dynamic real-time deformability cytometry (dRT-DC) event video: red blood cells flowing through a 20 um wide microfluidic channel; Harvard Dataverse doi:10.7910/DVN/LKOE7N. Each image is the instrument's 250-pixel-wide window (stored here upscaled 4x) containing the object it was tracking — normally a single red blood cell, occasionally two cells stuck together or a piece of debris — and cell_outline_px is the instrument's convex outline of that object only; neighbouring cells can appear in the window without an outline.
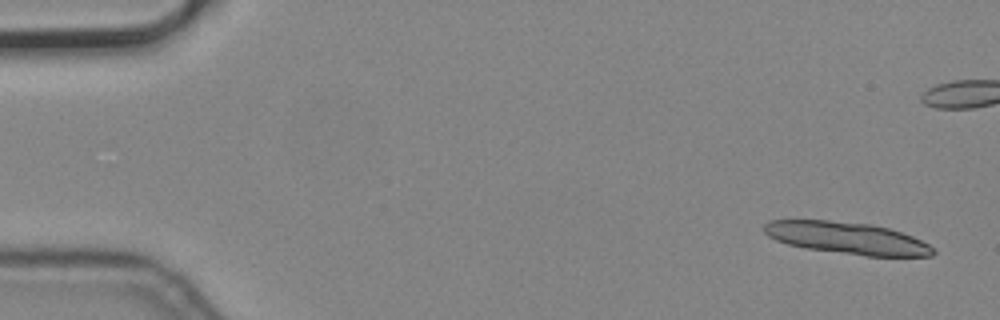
{"species": "common noctule bat (a hibernating species)", "species_latin": "Nyctalus noctula", "temperature_condition": "cold", "stored_images_in_passage": 5, "camera_frame_rate_fps": 3000, "um_per_image_px": 0.085, "animal": {"sex": "male", "body_mass_g": 19.2, "forearm_length_mm": 51.8}, "frame": {"image": 1, "passage_image": 1, "time_ms": 0.0, "image_size_px": [1000, 320], "cell_outline_px": [[936, 252], [932, 256], [864, 256], [804, 248], [788, 244], [776, 240], [768, 236], [764, 232], [764, 224], [768, 220], [828, 220], [872, 224], [888, 228], [912, 236], [928, 244]], "centroid_in_image_um": [71.97, 20.23], "position_along_channel_um": 13.0, "area_um2": 31.5}}
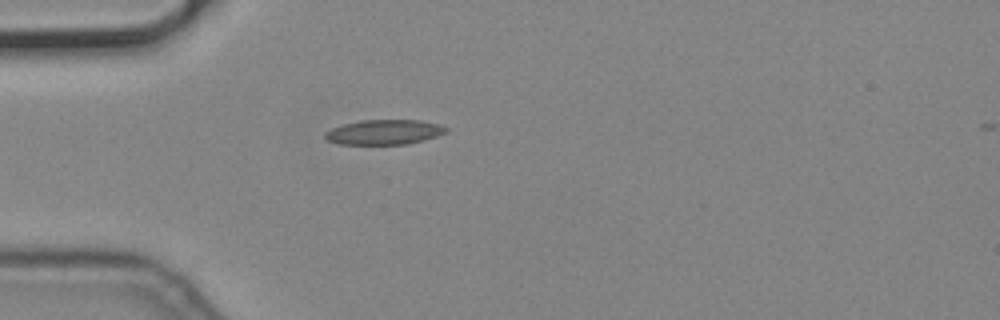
{"frame": {"image": 2, "passage_image": 5, "time_ms": 1.333, "image_size_px": [1000, 320], "cell_outline_px": [[448, 132], [424, 140], [408, 144], [336, 144], [328, 140], [324, 136], [324, 132], [332, 128], [344, 124], [360, 120], [420, 120], [440, 124], [448, 128]], "centroid_in_image_um": [32.67, 11.23], "position_along_channel_um": 52.3, "area_um2": 17.63}}